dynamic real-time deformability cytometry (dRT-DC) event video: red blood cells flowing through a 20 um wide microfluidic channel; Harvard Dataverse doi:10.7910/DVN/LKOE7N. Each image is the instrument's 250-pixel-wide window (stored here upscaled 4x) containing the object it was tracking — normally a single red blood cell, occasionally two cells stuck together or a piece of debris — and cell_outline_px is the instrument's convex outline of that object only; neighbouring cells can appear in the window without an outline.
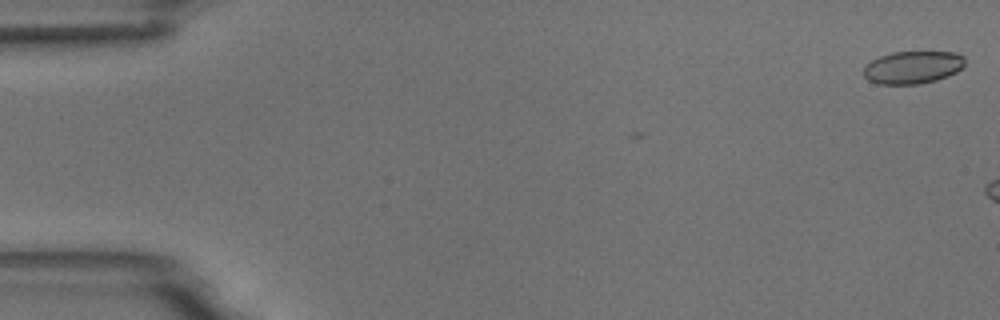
{"species": "common noctule bat (a hibernating species)", "species_latin": "Nyctalus noctula", "temperature_condition": "room temperature", "stored_images_in_passage": 4, "camera_frame_rate_fps": 3000, "um_per_image_px": 0.085, "animal": {"sex": "male", "body_mass_g": 18.8}, "frame": {"image": 1, "passage_image": 1, "time_ms": 0.0, "image_size_px": [1000, 320], "cell_outline_px": [[964, 64], [956, 72], [948, 76], [936, 80], [920, 84], [876, 84], [868, 80], [864, 76], [864, 68], [872, 60], [880, 56], [892, 52], [956, 52], [964, 56]], "centroid_in_image_um": [77.58, 5.73], "position_along_channel_um": 7.4, "area_um2": 19.25}}